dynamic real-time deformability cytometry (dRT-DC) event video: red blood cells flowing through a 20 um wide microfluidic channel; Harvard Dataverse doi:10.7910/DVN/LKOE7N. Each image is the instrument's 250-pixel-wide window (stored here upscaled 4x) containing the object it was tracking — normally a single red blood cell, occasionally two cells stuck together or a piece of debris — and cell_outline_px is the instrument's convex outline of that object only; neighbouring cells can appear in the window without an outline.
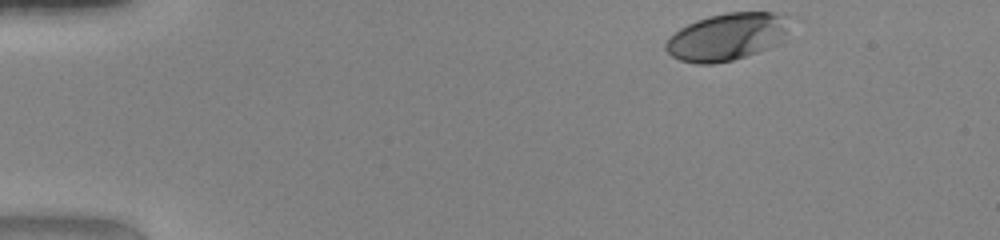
{"species": "human", "species_latin": "Homo sapiens", "temperature_condition": "warm", "stored_images_in_passage": 37, "camera_frame_rate_fps": 3000, "um_per_image_px": 0.085, "donor": {"sex": "female"}, "frame": {"image": 1, "passage_image": 1, "time_ms": 0.0, "image_size_px": [1000, 240], "cell_outline_px": [[800, 16], [776, 44], [768, 48], [732, 60], [712, 64], [696, 64], [680, 60], [672, 56], [664, 48], [664, 44], [680, 28], [696, 20], [708, 16], [728, 12], [772, 12]], "centroid_in_image_um": [61.89, 3.09], "position_along_channel_um": 23.1, "area_um2": 34.62}}
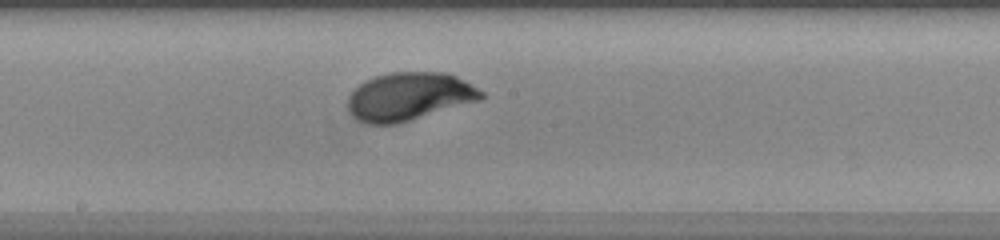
{"frame": {"image": 2, "passage_image": 22, "time_ms": 7.0, "image_size_px": [1000, 240], "cell_outline_px": [[484, 96], [480, 100], [396, 124], [368, 124], [356, 120], [352, 116], [348, 108], [348, 96], [364, 80], [388, 72], [448, 72], [464, 80], [484, 92]], "centroid_in_image_um": [34.76, 8.19], "position_along_channel_um": 213.4, "area_um2": 37.34}}
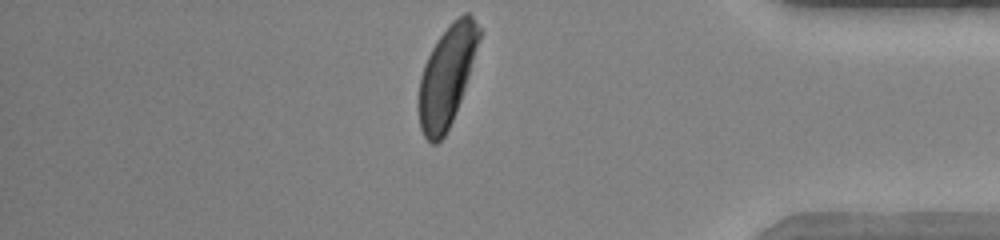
{"frame": {"image": 3, "passage_image": 37, "time_ms": 12.0, "image_size_px": [1000, 240], "cell_outline_px": [[480, 36], [468, 76], [460, 100], [452, 120], [444, 136], [436, 144], [432, 144], [424, 136], [420, 128], [416, 108], [420, 76], [424, 64], [432, 48], [440, 36], [452, 20], [464, 12], [468, 12], [472, 16], [480, 28]], "centroid_in_image_um": [37.93, 6.48], "position_along_channel_um": 397.3, "area_um2": 35.08}, "authors_computed_cell_mechanics": {"area_um2": 36.0672, "velocity_mm_per_s": 4.17, "shape_relaxation_time_tau1_ms": 2.0214, "shape_relaxation_time_tau2_ms": null, "deformation_change_tau1": 0.1572, "deformation_change_tau2": null}}